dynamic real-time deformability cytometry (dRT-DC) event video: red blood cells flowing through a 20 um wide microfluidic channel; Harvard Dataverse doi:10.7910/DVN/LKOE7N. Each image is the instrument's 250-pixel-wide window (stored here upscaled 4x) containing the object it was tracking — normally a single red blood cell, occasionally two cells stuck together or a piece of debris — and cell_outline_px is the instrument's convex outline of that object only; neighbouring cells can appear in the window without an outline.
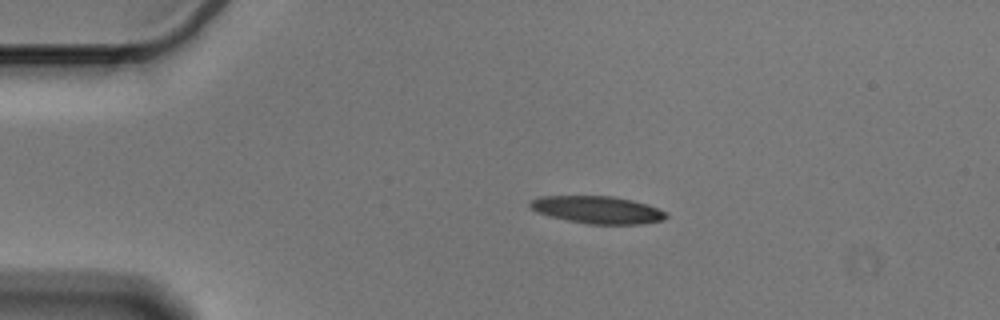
{"species": "Egyptian fruit bat (a non-hibernating species)", "species_latin": "Rousettus aegyptiacus", "temperature_condition": "cold", "stored_images_in_passage": 45, "camera_frame_rate_fps": 3000, "um_per_image_px": 0.085, "animal": {"sex": "male"}, "frame": {"image": 1, "passage_image": 1, "time_ms": 0.0, "image_size_px": [1000, 320], "cell_outline_px": [[668, 216], [664, 220], [640, 224], [588, 224], [548, 216], [536, 212], [528, 204], [532, 200], [540, 196], [612, 196], [632, 200], [648, 204], [668, 212]], "centroid_in_image_um": [50.82, 17.83], "position_along_channel_um": 34.2, "area_um2": 21.85}}
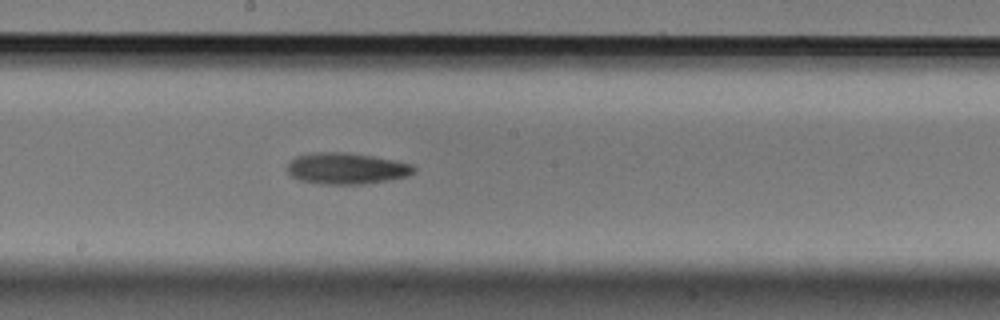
{"frame": {"image": 2, "passage_image": 20, "time_ms": 6.333, "image_size_px": [1000, 320], "cell_outline_px": [[416, 168], [408, 176], [388, 180], [364, 184], [320, 184], [300, 180], [292, 176], [288, 172], [288, 164], [296, 156], [312, 152], [348, 152], [396, 160], [412, 164]], "centroid_in_image_um": [29.45, 14.31], "position_along_channel_um": 218.7, "area_um2": 23.12}}
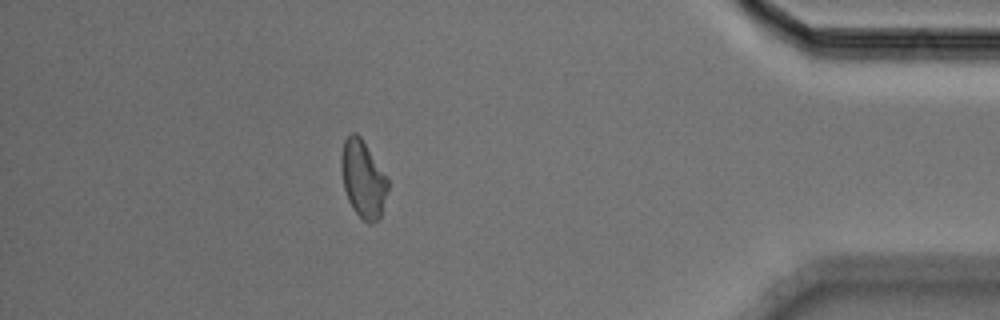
{"frame": {"image": 3, "passage_image": 39, "time_ms": 12.667, "image_size_px": [1000, 320], "cell_outline_px": [[388, 188], [380, 220], [372, 224], [368, 224], [352, 208], [348, 200], [344, 188], [340, 168], [340, 156], [344, 140], [352, 132], [356, 132], [360, 136], [388, 176]], "centroid_in_image_um": [30.86, 15.22], "position_along_channel_um": 404.3, "area_um2": 21.33}, "authors_computed_cell_mechanics": {"area_um2": 22.0218, "velocity_mm_per_s": 3.5864, "shape_relaxation_time_tau1_ms": 5.8615, "shape_relaxation_time_tau2_ms": null, "deformation_change_tau1": 0.1633, "deformation_change_tau2": null}}